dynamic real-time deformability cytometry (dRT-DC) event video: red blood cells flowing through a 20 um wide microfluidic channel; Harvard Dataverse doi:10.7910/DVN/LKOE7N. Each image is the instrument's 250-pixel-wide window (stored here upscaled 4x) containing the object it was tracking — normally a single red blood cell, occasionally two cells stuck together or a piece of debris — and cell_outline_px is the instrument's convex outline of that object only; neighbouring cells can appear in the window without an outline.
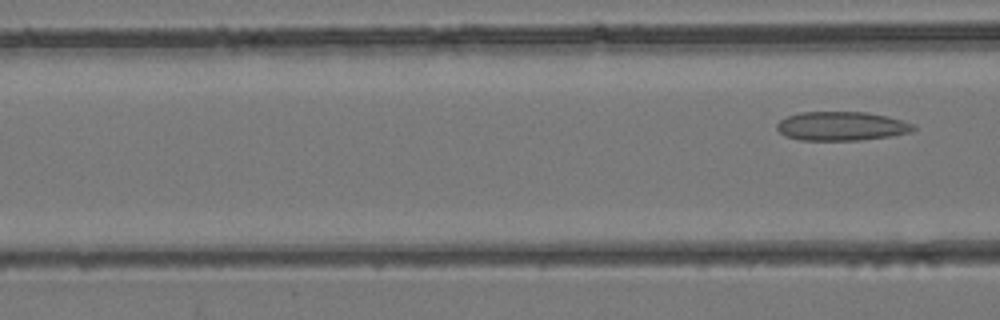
{"species": "common noctule bat (a hibernating species)", "species_latin": "Nyctalus noctula", "temperature_condition": "room temperature", "stored_images_in_passage": 5, "camera_frame_rate_fps": 3000, "um_per_image_px": 0.085, "animal": {"sex": "female", "body_mass_g": 24.6, "forearm_length_mm": 56.2}, "frame": {"image": 1, "passage_image": 5, "time_ms": 1.333, "image_size_px": [1000, 320], "cell_outline_px": [[916, 128], [912, 132], [888, 136], [860, 140], [800, 140], [784, 136], [776, 128], [776, 124], [780, 120], [788, 116], [800, 112], [868, 112], [888, 116], [912, 124]], "centroid_in_image_um": [71.5, 10.72], "position_along_channel_um": 95.1, "area_um2": 23.0}}